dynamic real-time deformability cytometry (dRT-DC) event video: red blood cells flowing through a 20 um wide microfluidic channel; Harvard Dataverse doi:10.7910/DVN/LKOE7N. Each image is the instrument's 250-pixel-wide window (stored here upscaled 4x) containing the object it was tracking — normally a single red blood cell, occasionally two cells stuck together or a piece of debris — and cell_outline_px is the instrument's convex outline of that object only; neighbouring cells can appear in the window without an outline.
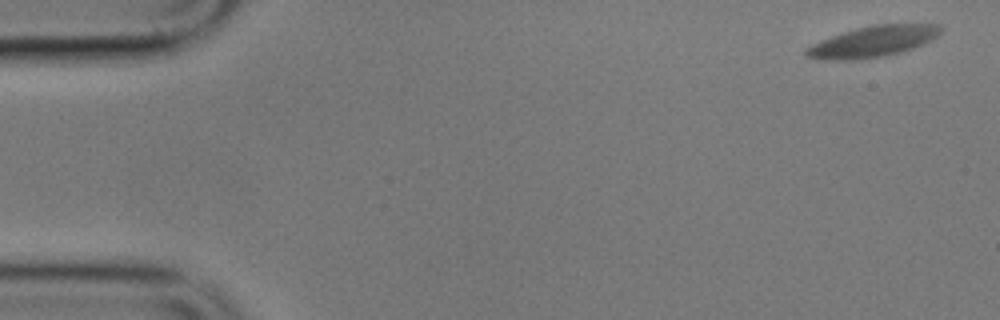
{"species": "common noctule bat (a hibernating species)", "species_latin": "Nyctalus noctula", "temperature_condition": "cold", "stored_images_in_passage": 3, "camera_frame_rate_fps": 3000, "um_per_image_px": 0.085, "animal": {"sex": "male", "body_mass_g": 17.9}, "frame": {"image": 1, "passage_image": 1, "time_ms": 0.0, "image_size_px": [1000, 320], "cell_outline_px": [[944, 28], [936, 36], [924, 44], [900, 52], [884, 56], [852, 60], [832, 60], [808, 56], [804, 52], [804, 48], [812, 44], [832, 36], [856, 28], [876, 24], [940, 24]], "centroid_in_image_um": [74.23, 3.52], "position_along_channel_um": 10.8, "area_um2": 23.99}}